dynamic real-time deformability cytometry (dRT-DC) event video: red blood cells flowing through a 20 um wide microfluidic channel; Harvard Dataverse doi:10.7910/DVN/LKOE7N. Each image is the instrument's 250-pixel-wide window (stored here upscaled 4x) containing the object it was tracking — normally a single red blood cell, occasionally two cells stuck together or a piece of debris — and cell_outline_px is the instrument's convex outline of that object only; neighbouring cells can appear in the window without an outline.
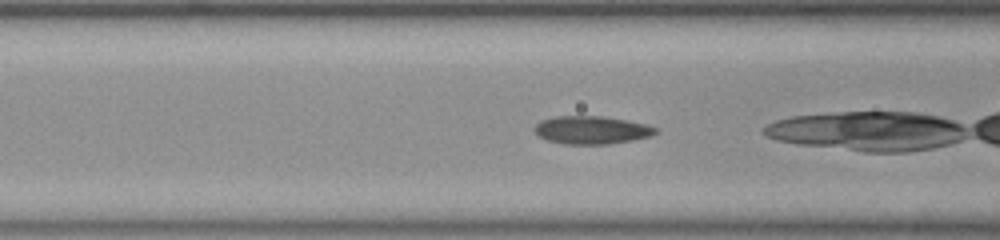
{"species": "common noctule bat (a hibernating species)", "species_latin": "Nyctalus noctula", "temperature_condition": "room temperature", "stored_images_in_passage": 48, "camera_frame_rate_fps": 3000, "um_per_image_px": 0.085, "animal": {"sex": "female", "body_mass_g": 23.0, "forearm_length_mm": 53.4}, "frame": {"image": 1, "passage_image": 16, "time_ms": 5.0, "image_size_px": [1000, 240], "cell_outline_px": [[660, 132], [648, 136], [632, 140], [608, 144], [564, 144], [548, 140], [540, 136], [532, 128], [540, 120], [556, 116], [604, 116], [644, 124], [656, 128]], "centroid_in_image_um": [50.25, 11.05], "position_along_channel_um": 116.3, "area_um2": 19.59}}
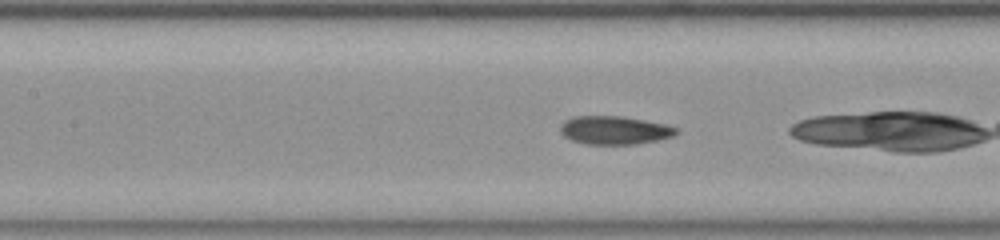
{"frame": {"image": 2, "passage_image": 19, "time_ms": 6.0, "image_size_px": [1000, 240], "cell_outline_px": [[680, 132], [672, 136], [656, 140], [636, 144], [588, 144], [572, 140], [564, 136], [560, 132], [560, 124], [564, 120], [572, 116], [624, 116], [664, 124], [676, 128]], "centroid_in_image_um": [52.19, 11.06], "position_along_channel_um": 155.2, "area_um2": 19.13}}
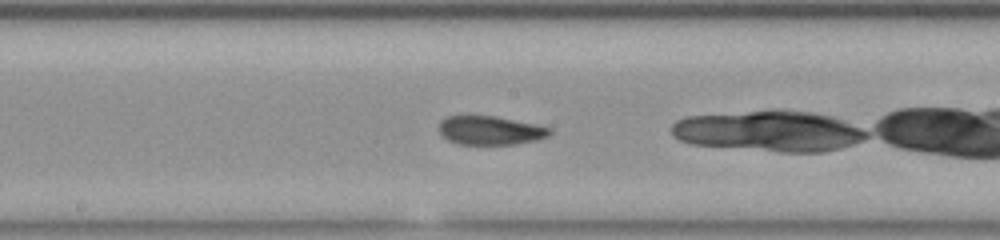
{"frame": {"image": 3, "passage_image": 23, "time_ms": 7.333, "image_size_px": [1000, 240], "cell_outline_px": [[552, 132], [548, 136], [532, 140], [512, 144], [456, 144], [448, 140], [440, 132], [440, 120], [448, 116], [496, 116], [552, 128]], "centroid_in_image_um": [41.65, 11.08], "position_along_channel_um": 206.6, "area_um2": 18.26}, "authors_computed_cell_mechanics": {"area_um2": 19.1896, "velocity_mm_per_s": 3.8679, "shape_relaxation_time_tau1_ms": null, "shape_relaxation_time_tau2_ms": 2.6496, "deformation_change_tau1": null, "deformation_change_tau2": 0.0789}}